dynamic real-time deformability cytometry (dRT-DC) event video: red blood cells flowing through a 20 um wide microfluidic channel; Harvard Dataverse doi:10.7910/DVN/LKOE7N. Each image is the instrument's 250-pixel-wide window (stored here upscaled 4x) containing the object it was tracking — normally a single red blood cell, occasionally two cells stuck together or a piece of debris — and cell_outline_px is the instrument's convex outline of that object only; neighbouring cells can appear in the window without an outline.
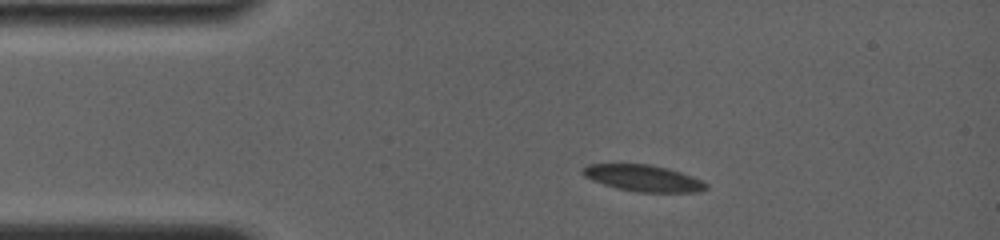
{"species": "common noctule bat (a hibernating species)", "species_latin": "Nyctalus noctula", "temperature_condition": "room temperature", "stored_images_in_passage": 12, "camera_frame_rate_fps": 4000, "um_per_image_px": 0.085, "animal": {"sex": "female", "body_mass_g": 19.0, "forearm_length_mm": 56.7}, "frame": {"image": 1, "passage_image": 5, "time_ms": 2.0, "image_size_px": [1000, 240], "cell_outline_px": [[708, 188], [700, 192], [636, 192], [616, 188], [592, 180], [584, 176], [580, 172], [580, 168], [588, 164], [652, 164], [668, 168], [692, 176], [708, 184]], "centroid_in_image_um": [54.65, 15.14], "position_along_channel_um": 30.3, "area_um2": 19.19}}
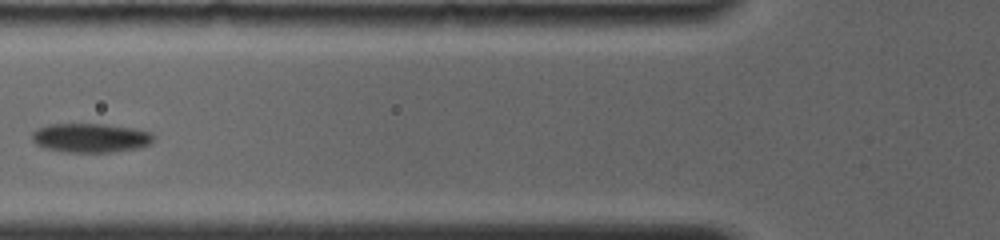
{"frame": {"image": 2, "passage_image": 10, "time_ms": 5.5, "image_size_px": [1000, 240], "cell_outline_px": [[156, 136], [152, 144], [140, 148], [112, 152], [72, 152], [44, 148], [36, 144], [32, 140], [32, 132], [36, 128], [48, 124], [104, 124], [132, 128], [152, 132]], "centroid_in_image_um": [7.74, 11.71], "position_along_channel_um": 118.1, "area_um2": 20.87}}
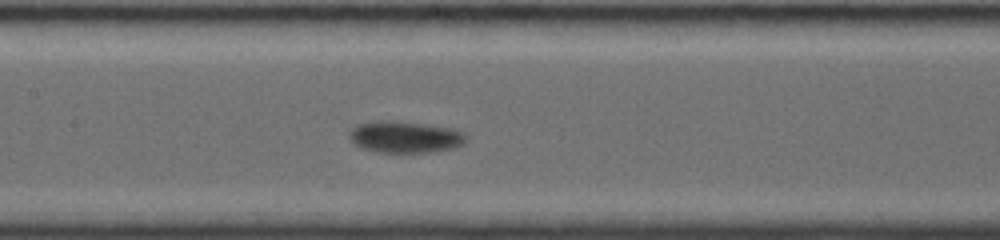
{"frame": {"image": 3, "passage_image": 12, "time_ms": 7.0, "image_size_px": [1000, 240], "cell_outline_px": [[468, 140], [452, 148], [436, 152], [376, 152], [364, 148], [356, 144], [348, 136], [348, 132], [356, 124], [376, 120], [396, 120], [452, 128], [464, 132], [468, 136]], "centroid_in_image_um": [34.43, 11.62], "position_along_channel_um": 173.0, "area_um2": 21.73}}